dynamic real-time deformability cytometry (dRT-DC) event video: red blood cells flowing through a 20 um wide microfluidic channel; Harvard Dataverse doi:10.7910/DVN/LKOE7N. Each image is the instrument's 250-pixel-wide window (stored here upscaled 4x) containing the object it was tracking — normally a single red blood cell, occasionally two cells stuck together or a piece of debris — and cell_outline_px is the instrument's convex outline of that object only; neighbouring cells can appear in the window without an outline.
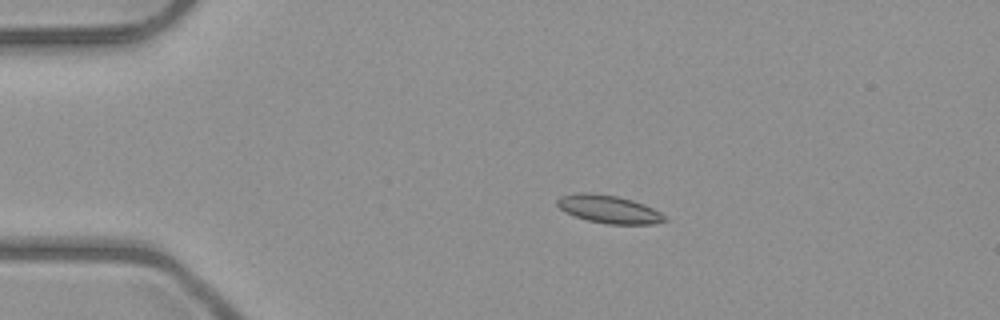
{"species": "common noctule bat (a hibernating species)", "species_latin": "Nyctalus noctula", "temperature_condition": "room temperature", "stored_images_in_passage": 6, "camera_frame_rate_fps": 3000, "um_per_image_px": 0.085, "animal": {"sex": "male", "body_mass_g": 23.1, "forearm_length_mm": 52.7}, "frame": {"image": 1, "passage_image": 3, "time_ms": 2.333, "image_size_px": [1000, 320], "cell_outline_px": [[668, 220], [652, 224], [608, 224], [588, 220], [564, 212], [556, 204], [556, 200], [564, 196], [580, 192], [588, 192], [616, 196], [632, 200], [644, 204], [668, 216]], "centroid_in_image_um": [51.78, 17.79], "position_along_channel_um": 33.2, "area_um2": 17.4}}
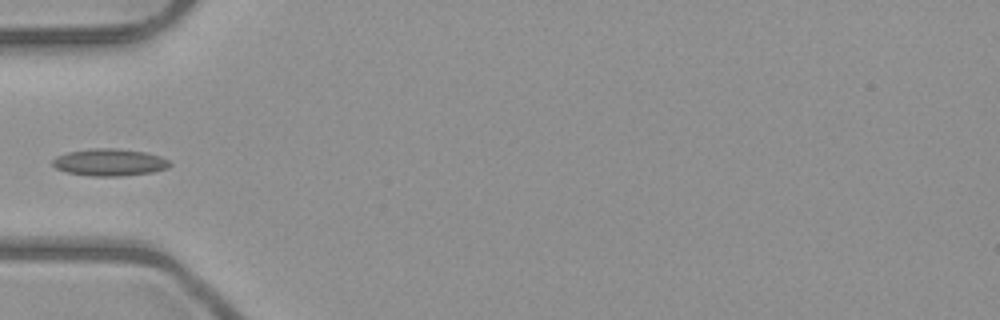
{"frame": {"image": 2, "passage_image": 5, "time_ms": 4.667, "image_size_px": [1000, 320], "cell_outline_px": [[172, 164], [168, 168], [152, 172], [120, 176], [88, 176], [64, 172], [56, 168], [52, 164], [52, 160], [56, 156], [68, 152], [92, 148], [116, 148], [148, 152], [160, 156], [168, 160]], "centroid_in_image_um": [9.3, 13.79], "position_along_channel_um": 75.7, "area_um2": 18.73}}
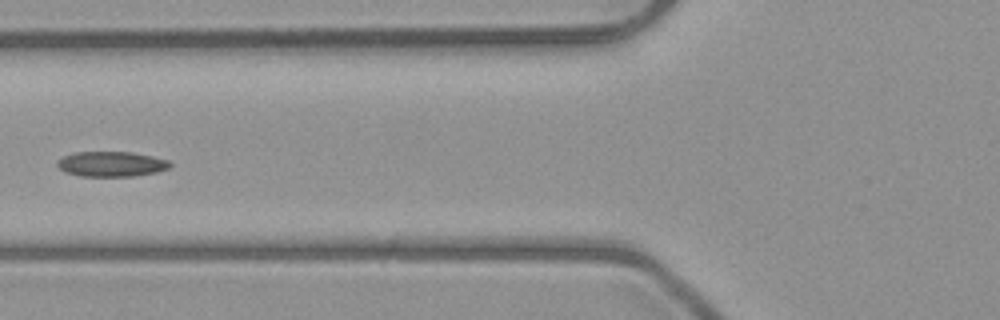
{"frame": {"image": 3, "passage_image": 6, "time_ms": 5.667, "image_size_px": [1000, 320], "cell_outline_px": [[172, 164], [168, 168], [156, 172], [132, 176], [80, 176], [64, 172], [56, 164], [56, 160], [64, 156], [76, 152], [132, 152], [152, 156], [168, 160]], "centroid_in_image_um": [9.44, 13.94], "position_along_channel_um": 116.4, "area_um2": 16.47}}